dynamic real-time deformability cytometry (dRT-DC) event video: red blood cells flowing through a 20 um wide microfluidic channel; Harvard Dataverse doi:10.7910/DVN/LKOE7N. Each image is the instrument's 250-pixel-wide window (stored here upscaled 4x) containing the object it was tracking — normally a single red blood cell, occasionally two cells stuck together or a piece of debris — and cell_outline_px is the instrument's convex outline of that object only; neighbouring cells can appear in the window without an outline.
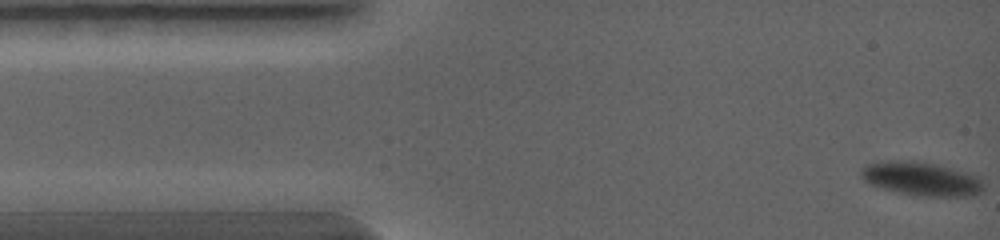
{"species": "common noctule bat (a hibernating species)", "species_latin": "Nyctalus noctula", "temperature_condition": "warm", "stored_images_in_passage": 6, "camera_frame_rate_fps": 5000, "um_per_image_px": 0.085, "animal": {"sex": "female", "body_mass_g": 19.0, "forearm_length_mm": 56.7}, "frame": {"image": 1, "passage_image": 1, "time_ms": 0.0, "image_size_px": [1000, 240], "cell_outline_px": [[984, 188], [980, 192], [972, 196], [920, 196], [896, 192], [868, 184], [860, 176], [860, 172], [864, 164], [892, 160], [920, 160], [936, 164], [980, 176]], "centroid_in_image_um": [78.29, 15.19], "position_along_channel_um": 6.7, "area_um2": 24.39}}
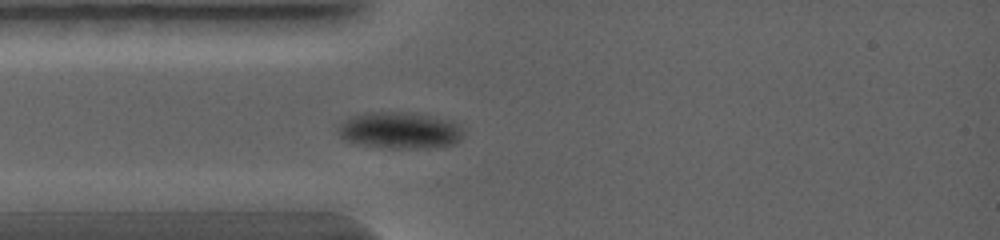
{"frame": {"image": 2, "passage_image": 6, "time_ms": 2.2, "image_size_px": [1000, 240], "cell_outline_px": [[464, 132], [460, 140], [456, 144], [436, 148], [388, 148], [364, 144], [344, 140], [336, 132], [336, 128], [348, 116], [364, 112], [416, 112], [452, 120], [460, 124]], "centroid_in_image_um": [34.02, 11.06], "position_along_channel_um": 51.0, "area_um2": 27.4}}